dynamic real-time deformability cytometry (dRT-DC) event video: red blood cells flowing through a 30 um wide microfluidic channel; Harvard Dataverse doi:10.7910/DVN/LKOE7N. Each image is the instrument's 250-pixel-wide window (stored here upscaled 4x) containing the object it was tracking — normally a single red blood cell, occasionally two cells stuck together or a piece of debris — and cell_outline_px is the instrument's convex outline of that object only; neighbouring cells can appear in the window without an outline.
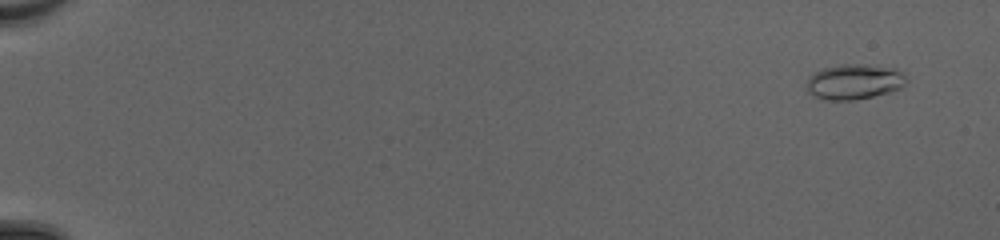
{"species": "common noctule bat (a hibernating species)", "species_latin": "Nyctalus noctula", "temperature_condition": "cold", "stored_images_in_passage": 52, "camera_frame_rate_fps": 3000, "um_per_image_px": 0.085, "animal": {"sex": "female", "body_mass_g": 20.0, "forearm_length_mm": 54.0}, "frame": {"image": 1, "passage_image": 4, "time_ms": 1.0, "image_size_px": [1000, 240], "cell_outline_px": [[908, 80], [900, 88], [888, 92], [856, 100], [828, 100], [816, 96], [808, 92], [808, 80], [812, 72], [824, 68], [840, 64], [856, 64], [896, 68]], "centroid_in_image_um": [72.6, 6.94], "position_along_channel_um": 12.4, "area_um2": 20.23}}
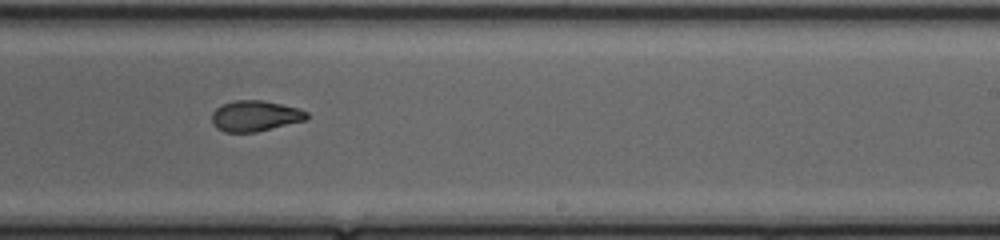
{"frame": {"image": 2, "passage_image": 35, "time_ms": 11.333, "image_size_px": [1000, 240], "cell_outline_px": [[308, 120], [256, 132], [224, 132], [216, 128], [212, 124], [212, 112], [216, 108], [224, 104], [236, 100], [264, 100], [296, 108], [308, 112]], "centroid_in_image_um": [21.68, 9.86], "position_along_channel_um": 267.3, "area_um2": 17.05}}
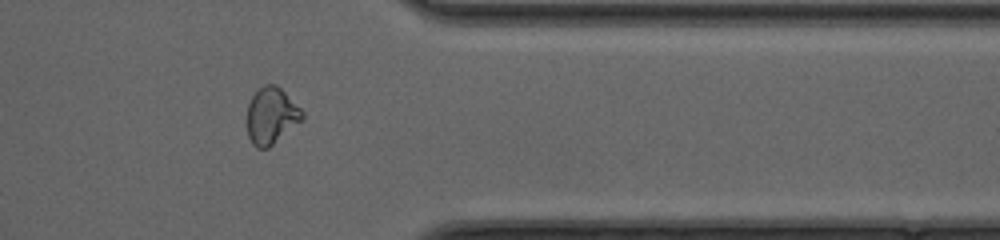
{"frame": {"image": 3, "passage_image": 44, "time_ms": 14.333, "image_size_px": [1000, 240], "cell_outline_px": [[304, 116], [300, 120], [268, 148], [256, 148], [252, 144], [248, 136], [248, 104], [252, 96], [264, 84], [276, 84], [304, 112]], "centroid_in_image_um": [23.03, 9.83], "position_along_channel_um": 388.4, "area_um2": 17.69}, "authors_computed_cell_mechanics": {"area_um2": 17.8891, "velocity_mm_per_s": 4.2418, "shape_relaxation_time_tau1_ms": 6.7771, "shape_relaxation_time_tau2_ms": 1.5783, "deformation_change_tau1": 0.2269, "deformation_change_tau2": 0.0758}}